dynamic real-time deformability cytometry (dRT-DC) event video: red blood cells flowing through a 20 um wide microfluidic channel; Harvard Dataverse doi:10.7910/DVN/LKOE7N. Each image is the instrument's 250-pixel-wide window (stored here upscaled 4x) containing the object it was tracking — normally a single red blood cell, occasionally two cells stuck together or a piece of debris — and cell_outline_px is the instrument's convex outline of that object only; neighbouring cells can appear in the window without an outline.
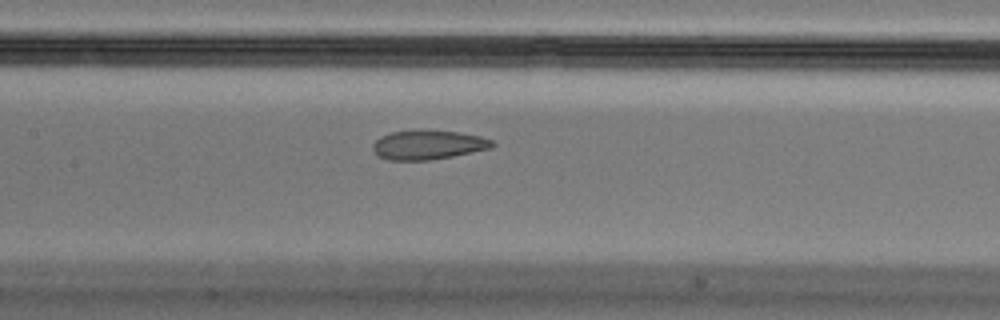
{"species": "Egyptian fruit bat (a non-hibernating species)", "species_latin": "Rousettus aegyptiacus", "temperature_condition": "cold", "stored_images_in_passage": 40, "camera_frame_rate_fps": 3000, "um_per_image_px": 0.085, "animal": {"sex": "male"}, "frame": {"image": 1, "passage_image": 12, "time_ms": 3.667, "image_size_px": [1000, 320], "cell_outline_px": [[496, 144], [492, 148], [432, 160], [388, 160], [380, 156], [372, 148], [372, 144], [380, 136], [392, 132], [420, 128], [428, 128], [460, 132], [480, 136], [492, 140]], "centroid_in_image_um": [36.4, 12.27], "position_along_channel_um": 171.0, "area_um2": 20.87}}